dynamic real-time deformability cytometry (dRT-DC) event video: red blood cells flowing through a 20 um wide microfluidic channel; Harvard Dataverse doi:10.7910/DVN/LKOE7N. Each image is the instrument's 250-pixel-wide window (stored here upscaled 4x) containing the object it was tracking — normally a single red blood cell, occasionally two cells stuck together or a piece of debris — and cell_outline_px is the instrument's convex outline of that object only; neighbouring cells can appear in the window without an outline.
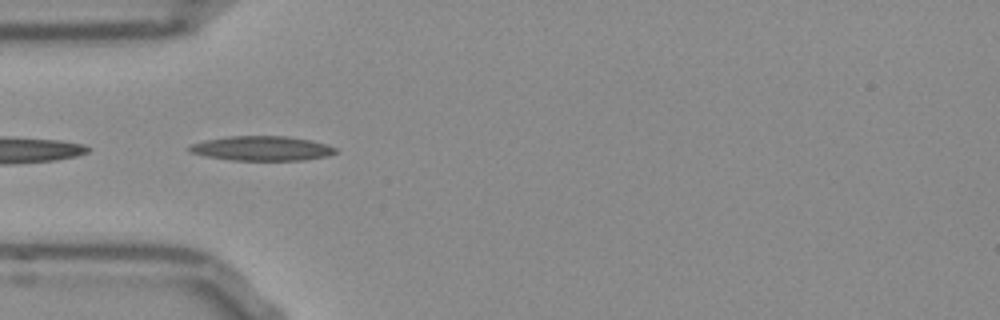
{"species": "Egyptian fruit bat (a non-hibernating species)", "species_latin": "Rousettus aegyptiacus", "temperature_condition": "room temperature", "stored_images_in_passage": 7, "camera_frame_rate_fps": 3000, "um_per_image_px": 0.085, "frame": {"image": 1, "passage_image": 1, "time_ms": 0.0, "image_size_px": [1000, 320], "cell_outline_px": [[336, 152], [328, 156], [304, 160], [228, 160], [188, 152], [188, 148], [192, 144], [208, 140], [228, 136], [288, 136], [308, 140], [324, 144], [336, 148]], "centroid_in_image_um": [22.25, 12.62], "position_along_channel_um": 62.8, "area_um2": 20.69}}